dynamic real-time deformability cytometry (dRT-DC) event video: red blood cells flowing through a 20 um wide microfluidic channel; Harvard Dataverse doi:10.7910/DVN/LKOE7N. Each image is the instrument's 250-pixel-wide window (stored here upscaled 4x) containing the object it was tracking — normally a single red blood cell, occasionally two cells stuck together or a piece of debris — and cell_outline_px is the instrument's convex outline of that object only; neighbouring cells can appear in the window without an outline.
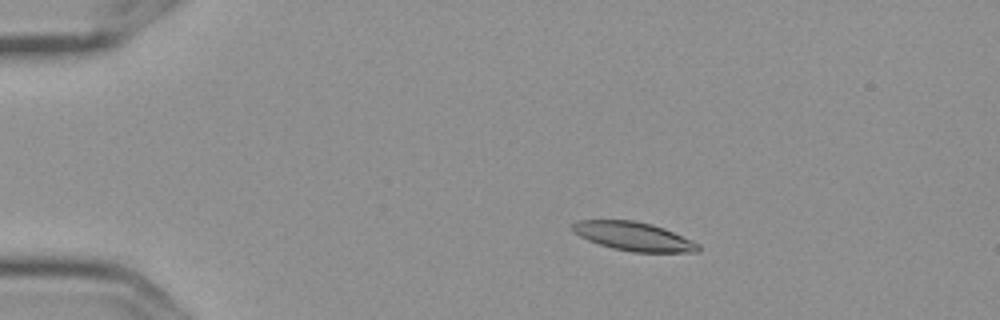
{"species": "Egyptian fruit bat (a non-hibernating species)", "species_latin": "Rousettus aegyptiacus", "temperature_condition": "cold", "stored_images_in_passage": 6, "segment_of_instrument_passage": [1, 2], "camera_frame_rate_fps": 3000, "um_per_image_px": 0.085, "frame": {"image": 1, "passage_image": 3, "time_ms": 0.667, "image_size_px": [1000, 320], "cell_outline_px": [[700, 248], [696, 252], [632, 252], [612, 248], [588, 240], [572, 232], [572, 224], [576, 220], [632, 220], [652, 224], [664, 228], [692, 240], [700, 244]], "centroid_in_image_um": [53.85, 20.09], "position_along_channel_um": 31.2, "area_um2": 21.04}}